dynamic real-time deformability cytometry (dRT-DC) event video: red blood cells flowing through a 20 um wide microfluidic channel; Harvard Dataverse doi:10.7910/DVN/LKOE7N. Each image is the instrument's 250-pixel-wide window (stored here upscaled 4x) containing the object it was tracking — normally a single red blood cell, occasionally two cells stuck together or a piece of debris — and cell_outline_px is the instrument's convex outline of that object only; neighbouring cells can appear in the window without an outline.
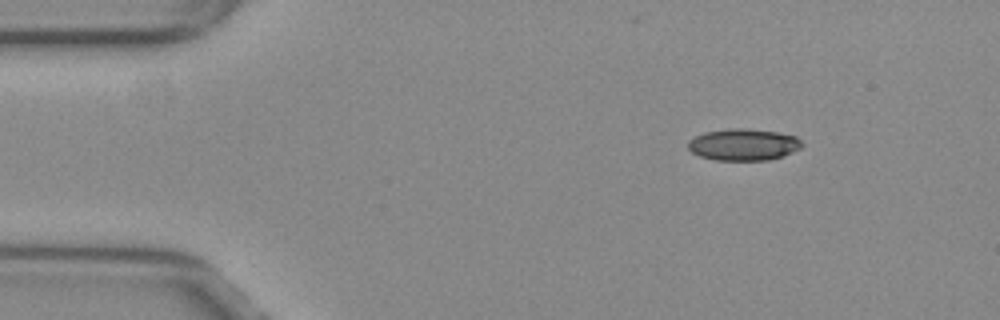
{"species": "common noctule bat (a hibernating species)", "species_latin": "Nyctalus noctula", "temperature_condition": "warm", "stored_images_in_passage": 19, "camera_frame_rate_fps": 3000, "um_per_image_px": 0.085, "animal": {"sex": "female", "body_mass_g": 29.2, "forearm_length_mm": 56.3}, "frame": {"image": 1, "passage_image": 6, "time_ms": 1.667, "image_size_px": [1000, 320], "cell_outline_px": [[804, 144], [800, 148], [784, 156], [768, 160], [716, 160], [700, 156], [692, 152], [688, 148], [688, 140], [704, 132], [736, 128], [744, 128], [776, 132], [796, 136]], "centroid_in_image_um": [63.2, 12.29], "position_along_channel_um": 21.8, "area_um2": 20.98}}
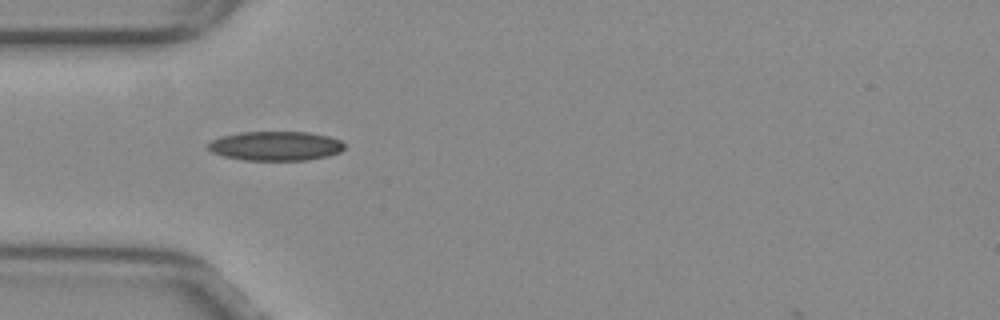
{"frame": {"image": 2, "passage_image": 15, "time_ms": 4.667, "image_size_px": [1000, 320], "cell_outline_px": [[344, 148], [340, 152], [328, 156], [308, 160], [244, 160], [224, 156], [212, 152], [208, 148], [208, 144], [212, 140], [224, 136], [240, 132], [308, 132], [328, 136], [340, 140], [344, 144]], "centroid_in_image_um": [23.45, 12.41], "position_along_channel_um": 61.5, "area_um2": 23.18}}
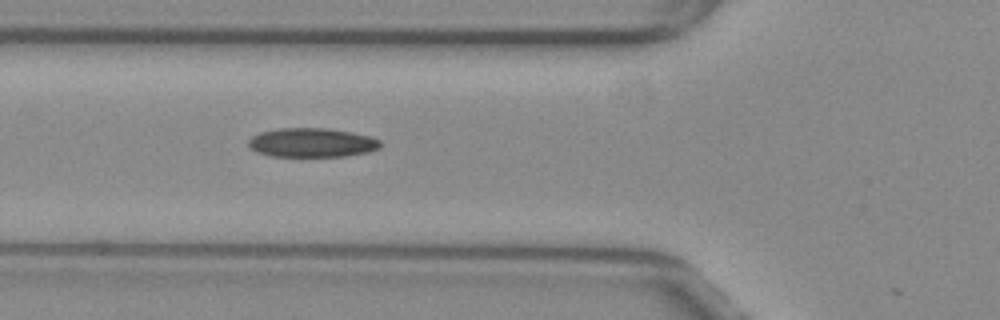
{"frame": {"image": 3, "passage_image": 18, "time_ms": 5.667, "image_size_px": [1000, 320], "cell_outline_px": [[380, 148], [368, 152], [344, 156], [272, 156], [256, 152], [248, 144], [248, 140], [252, 136], [260, 132], [280, 128], [328, 128], [352, 132], [368, 136], [380, 140]], "centroid_in_image_um": [26.5, 12.12], "position_along_channel_um": 99.3, "area_um2": 22.31}}